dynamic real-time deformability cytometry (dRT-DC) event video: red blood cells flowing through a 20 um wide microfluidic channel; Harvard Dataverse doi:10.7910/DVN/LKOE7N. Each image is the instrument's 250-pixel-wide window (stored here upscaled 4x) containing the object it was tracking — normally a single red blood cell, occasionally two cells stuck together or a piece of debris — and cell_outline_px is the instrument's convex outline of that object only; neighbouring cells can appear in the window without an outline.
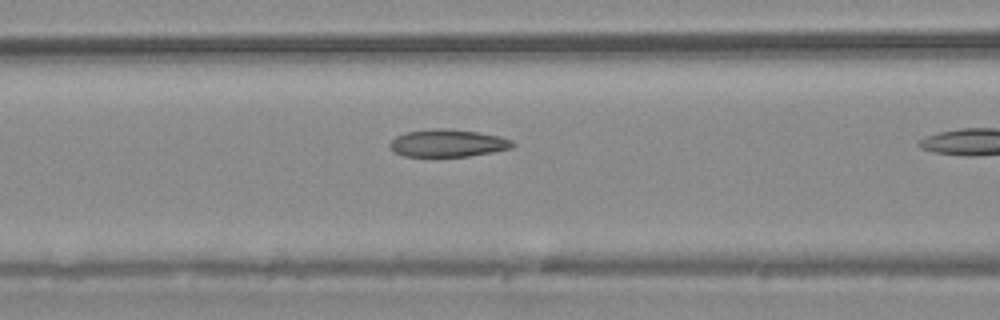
{"species": "common noctule bat (a hibernating species)", "species_latin": "Nyctalus noctula", "temperature_condition": "warm", "stored_images_in_passage": 16, "camera_frame_rate_fps": 3000, "um_per_image_px": 0.085, "animal": {"sex": "male", "body_mass_g": 20.4}, "frame": {"image": 1, "passage_image": 12, "time_ms": 3.667, "image_size_px": [1000, 320], "cell_outline_px": [[516, 144], [512, 148], [492, 152], [468, 156], [404, 156], [392, 152], [388, 144], [396, 136], [408, 132], [436, 128], [448, 128], [476, 132], [496, 136], [512, 140]], "centroid_in_image_um": [38.03, 12.17], "position_along_channel_um": 128.6, "area_um2": 19.54}}